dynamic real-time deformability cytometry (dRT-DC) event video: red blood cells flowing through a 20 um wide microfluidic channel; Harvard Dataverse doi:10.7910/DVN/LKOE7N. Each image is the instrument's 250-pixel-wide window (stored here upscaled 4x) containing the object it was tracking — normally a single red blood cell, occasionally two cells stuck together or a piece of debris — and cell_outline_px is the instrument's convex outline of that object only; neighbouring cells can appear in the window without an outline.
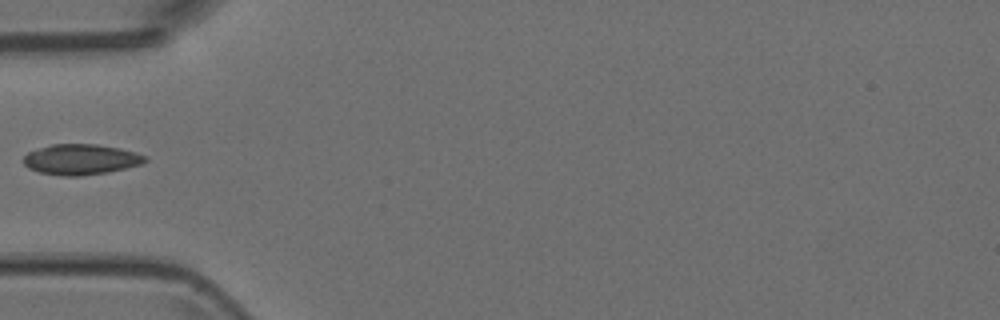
{"species": "Egyptian fruit bat (a non-hibernating species)", "species_latin": "Rousettus aegyptiacus", "temperature_condition": "room temperature", "stored_images_in_passage": 5, "camera_frame_rate_fps": 3000, "um_per_image_px": 0.085, "animal": {"sex": "female"}, "frame": {"image": 1, "passage_image": 4, "time_ms": 1.0, "image_size_px": [1000, 320], "cell_outline_px": [[148, 160], [140, 164], [108, 172], [80, 176], [64, 176], [40, 172], [28, 168], [24, 164], [24, 156], [28, 152], [52, 144], [96, 144], [120, 148], [136, 152], [148, 156]], "centroid_in_image_um": [6.9, 13.55], "position_along_channel_um": 78.1, "area_um2": 21.56}}
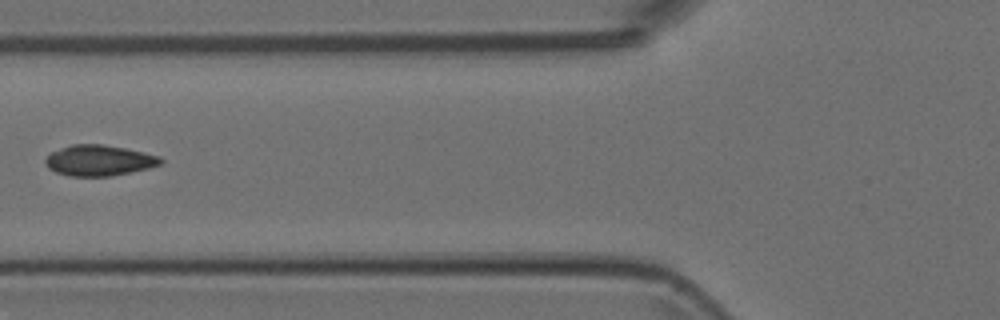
{"frame": {"image": 2, "passage_image": 5, "time_ms": 1.333, "image_size_px": [1000, 320], "cell_outline_px": [[164, 160], [160, 164], [148, 168], [108, 176], [68, 176], [56, 172], [48, 168], [44, 160], [52, 152], [72, 144], [104, 144], [124, 148], [160, 156]], "centroid_in_image_um": [8.41, 13.63], "position_along_channel_um": 117.4, "area_um2": 20.4}}